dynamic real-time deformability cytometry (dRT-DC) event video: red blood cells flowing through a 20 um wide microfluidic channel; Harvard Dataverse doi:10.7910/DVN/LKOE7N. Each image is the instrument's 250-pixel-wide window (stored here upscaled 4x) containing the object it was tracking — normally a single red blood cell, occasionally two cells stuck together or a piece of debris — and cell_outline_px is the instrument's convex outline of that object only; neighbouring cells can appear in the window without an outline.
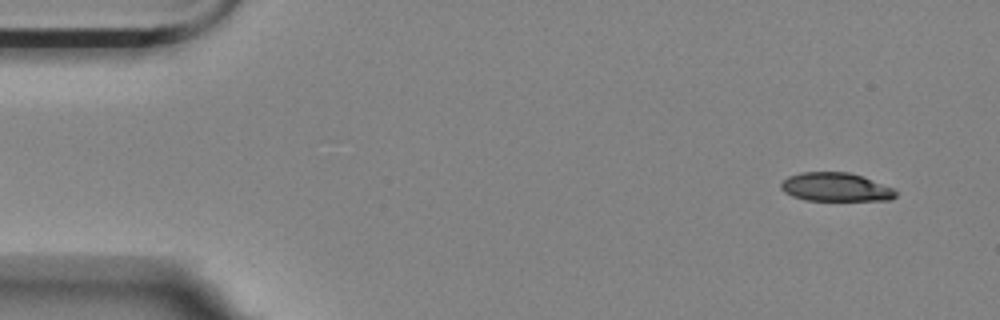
{"species": "Egyptian fruit bat (a non-hibernating species)", "species_latin": "Rousettus aegyptiacus", "temperature_condition": "room temperature", "stored_images_in_passage": 6, "camera_frame_rate_fps": 3000, "um_per_image_px": 0.085, "animal": {"sex": "female"}, "frame": {"image": 1, "passage_image": 1, "time_ms": 0.0, "image_size_px": [1000, 320], "cell_outline_px": [[896, 196], [892, 200], [804, 200], [792, 196], [784, 192], [780, 188], [780, 184], [788, 176], [800, 172], [848, 172], [864, 176], [892, 188], [896, 192]], "centroid_in_image_um": [71.01, 15.9], "position_along_channel_um": 14.0, "area_um2": 19.19}}
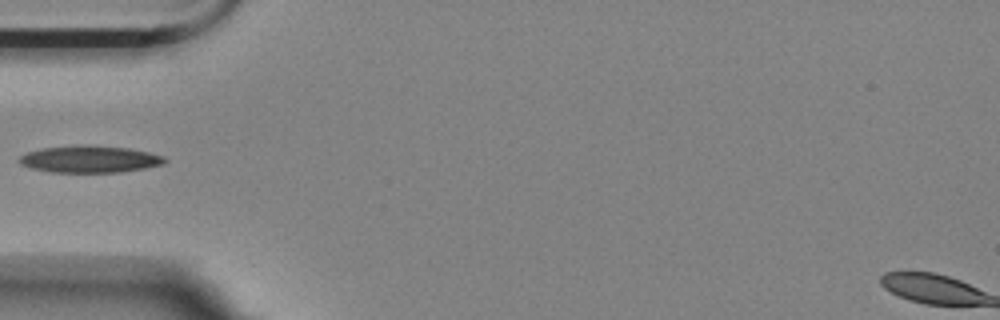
{"frame": {"image": 2, "passage_image": 5, "time_ms": 4.667, "image_size_px": [1000, 320], "cell_outline_px": [[168, 160], [164, 164], [144, 168], [120, 172], [52, 172], [28, 168], [20, 164], [20, 156], [28, 152], [40, 148], [76, 144], [92, 144], [128, 148], [148, 152], [164, 156]], "centroid_in_image_um": [7.62, 13.51], "position_along_channel_um": 77.4, "area_um2": 23.18}}
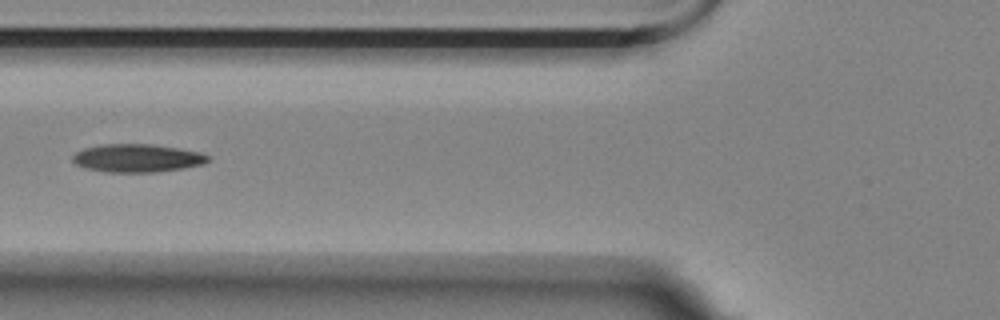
{"frame": {"image": 3, "passage_image": 6, "time_ms": 5.667, "image_size_px": [1000, 320], "cell_outline_px": [[212, 160], [204, 164], [184, 168], [156, 172], [108, 172], [84, 168], [76, 164], [72, 160], [72, 156], [76, 152], [84, 148], [100, 144], [152, 144], [200, 152], [208, 156]], "centroid_in_image_um": [11.66, 13.44], "position_along_channel_um": 114.1, "area_um2": 22.25}}